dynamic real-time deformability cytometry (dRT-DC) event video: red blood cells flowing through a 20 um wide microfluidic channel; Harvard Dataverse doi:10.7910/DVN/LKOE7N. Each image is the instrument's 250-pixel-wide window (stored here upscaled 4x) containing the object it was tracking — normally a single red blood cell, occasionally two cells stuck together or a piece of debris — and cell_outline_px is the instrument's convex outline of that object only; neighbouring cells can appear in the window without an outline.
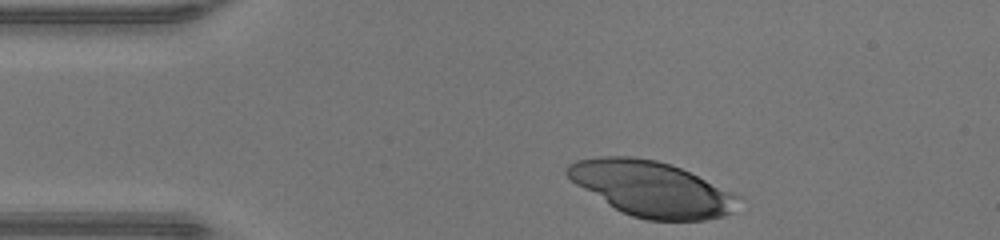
{"species": "human", "species_latin": "Homo sapiens", "temperature_condition": "warm", "stored_images_in_passage": 31, "camera_frame_rate_fps": 3000, "um_per_image_px": 0.085, "donor": {"sex": "male"}, "frame": {"image": 1, "passage_image": 1, "time_ms": 0.0, "image_size_px": [1000, 240], "cell_outline_px": [[744, 196], [732, 212], [720, 216], [704, 220], [648, 220], [632, 216], [608, 204], [576, 184], [564, 172], [564, 168], [568, 164], [576, 160], [600, 156], [632, 156], [656, 160], [680, 168]], "centroid_in_image_um": [55.41, 16.03], "position_along_channel_um": 29.6, "area_um2": 54.74}}